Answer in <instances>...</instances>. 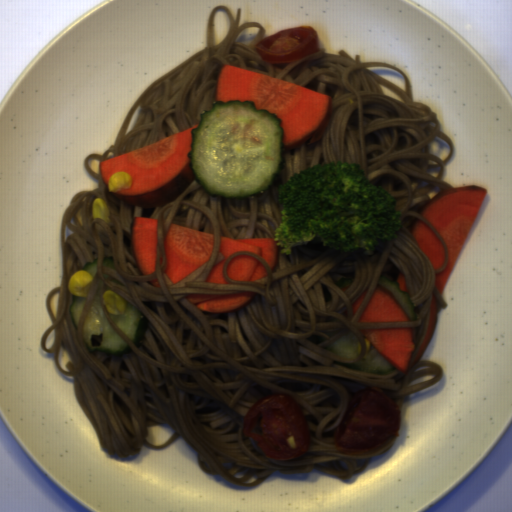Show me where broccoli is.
I'll use <instances>...</instances> for the list:
<instances>
[{"label": "broccoli", "instance_id": "1706d50b", "mask_svg": "<svg viewBox=\"0 0 512 512\" xmlns=\"http://www.w3.org/2000/svg\"><path fill=\"white\" fill-rule=\"evenodd\" d=\"M281 220L273 233L280 253L315 236L337 251L381 253L398 239L404 217L397 197L370 183L358 164L322 162L294 172L278 191Z\"/></svg>", "mask_w": 512, "mask_h": 512}]
</instances>
